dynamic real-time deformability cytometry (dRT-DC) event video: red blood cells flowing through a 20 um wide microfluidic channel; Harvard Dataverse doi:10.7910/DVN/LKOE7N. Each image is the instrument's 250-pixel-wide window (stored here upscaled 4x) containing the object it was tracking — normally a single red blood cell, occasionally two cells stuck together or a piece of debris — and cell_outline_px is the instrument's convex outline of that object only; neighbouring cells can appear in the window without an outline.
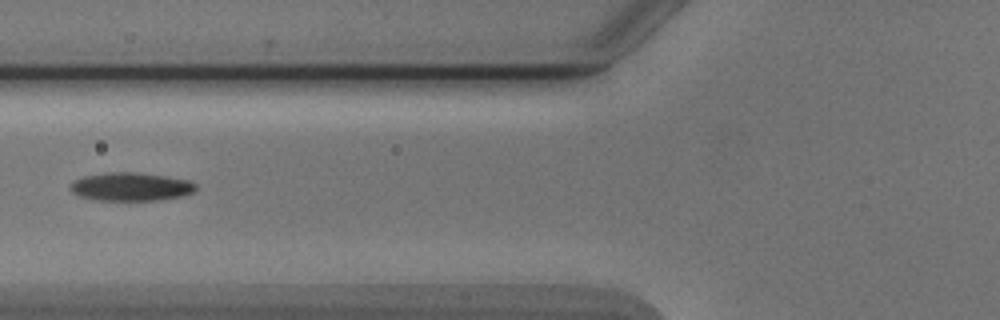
{"species": "Egyptian fruit bat (a non-hibernating species)", "species_latin": "Rousettus aegyptiacus", "temperature_condition": "cold", "stored_images_in_passage": 6, "camera_frame_rate_fps": 3000, "um_per_image_px": 0.085, "animal": {"sex": "male"}, "frame": {"image": 1, "passage_image": 6, "time_ms": 6.667, "image_size_px": [1000, 320], "cell_outline_px": [[196, 188], [192, 192], [180, 196], [160, 200], [92, 200], [80, 196], [72, 192], [68, 188], [68, 184], [72, 180], [84, 176], [104, 172], [136, 172], [164, 176], [188, 180], [196, 184]], "centroid_in_image_um": [11.04, 15.86], "position_along_channel_um": 114.8, "area_um2": 20.87}}